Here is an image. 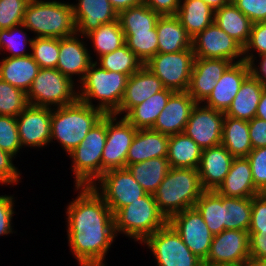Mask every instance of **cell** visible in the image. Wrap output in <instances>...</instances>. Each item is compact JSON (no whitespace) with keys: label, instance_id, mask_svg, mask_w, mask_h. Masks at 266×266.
I'll list each match as a JSON object with an SVG mask.
<instances>
[{"label":"cell","instance_id":"22","mask_svg":"<svg viewBox=\"0 0 266 266\" xmlns=\"http://www.w3.org/2000/svg\"><path fill=\"white\" fill-rule=\"evenodd\" d=\"M164 89L162 81L143 65L128 78L120 108L114 114L124 117L134 106Z\"/></svg>","mask_w":266,"mask_h":266},{"label":"cell","instance_id":"27","mask_svg":"<svg viewBox=\"0 0 266 266\" xmlns=\"http://www.w3.org/2000/svg\"><path fill=\"white\" fill-rule=\"evenodd\" d=\"M156 31L159 53H175L192 47V38L176 15L160 16Z\"/></svg>","mask_w":266,"mask_h":266},{"label":"cell","instance_id":"41","mask_svg":"<svg viewBox=\"0 0 266 266\" xmlns=\"http://www.w3.org/2000/svg\"><path fill=\"white\" fill-rule=\"evenodd\" d=\"M125 44L144 65L158 53L156 26L142 32H124Z\"/></svg>","mask_w":266,"mask_h":266},{"label":"cell","instance_id":"21","mask_svg":"<svg viewBox=\"0 0 266 266\" xmlns=\"http://www.w3.org/2000/svg\"><path fill=\"white\" fill-rule=\"evenodd\" d=\"M249 75L250 68L247 62L232 63L217 81L211 94L204 101V106L225 113Z\"/></svg>","mask_w":266,"mask_h":266},{"label":"cell","instance_id":"3","mask_svg":"<svg viewBox=\"0 0 266 266\" xmlns=\"http://www.w3.org/2000/svg\"><path fill=\"white\" fill-rule=\"evenodd\" d=\"M204 191L198 169L170 168L153 196L159 210L169 219L178 212L194 207Z\"/></svg>","mask_w":266,"mask_h":266},{"label":"cell","instance_id":"45","mask_svg":"<svg viewBox=\"0 0 266 266\" xmlns=\"http://www.w3.org/2000/svg\"><path fill=\"white\" fill-rule=\"evenodd\" d=\"M0 148L14 157L22 149L16 117L0 115Z\"/></svg>","mask_w":266,"mask_h":266},{"label":"cell","instance_id":"37","mask_svg":"<svg viewBox=\"0 0 266 266\" xmlns=\"http://www.w3.org/2000/svg\"><path fill=\"white\" fill-rule=\"evenodd\" d=\"M86 38L92 40L97 57L111 53L125 44V35L118 20L102 24L88 33Z\"/></svg>","mask_w":266,"mask_h":266},{"label":"cell","instance_id":"23","mask_svg":"<svg viewBox=\"0 0 266 266\" xmlns=\"http://www.w3.org/2000/svg\"><path fill=\"white\" fill-rule=\"evenodd\" d=\"M73 17L76 33L86 36L102 24L118 20V13L109 0H78L73 4Z\"/></svg>","mask_w":266,"mask_h":266},{"label":"cell","instance_id":"40","mask_svg":"<svg viewBox=\"0 0 266 266\" xmlns=\"http://www.w3.org/2000/svg\"><path fill=\"white\" fill-rule=\"evenodd\" d=\"M95 61L97 65L107 71L119 72L130 77L136 73L142 66V62L136 57L135 53L130 50L126 44L117 50L102 55ZM99 61V63H98Z\"/></svg>","mask_w":266,"mask_h":266},{"label":"cell","instance_id":"60","mask_svg":"<svg viewBox=\"0 0 266 266\" xmlns=\"http://www.w3.org/2000/svg\"><path fill=\"white\" fill-rule=\"evenodd\" d=\"M242 266H266V260L249 257Z\"/></svg>","mask_w":266,"mask_h":266},{"label":"cell","instance_id":"24","mask_svg":"<svg viewBox=\"0 0 266 266\" xmlns=\"http://www.w3.org/2000/svg\"><path fill=\"white\" fill-rule=\"evenodd\" d=\"M234 157L223 145L202 150L198 167L204 190H216L229 172Z\"/></svg>","mask_w":266,"mask_h":266},{"label":"cell","instance_id":"55","mask_svg":"<svg viewBox=\"0 0 266 266\" xmlns=\"http://www.w3.org/2000/svg\"><path fill=\"white\" fill-rule=\"evenodd\" d=\"M143 3L160 16L176 15L180 7V0H143Z\"/></svg>","mask_w":266,"mask_h":266},{"label":"cell","instance_id":"32","mask_svg":"<svg viewBox=\"0 0 266 266\" xmlns=\"http://www.w3.org/2000/svg\"><path fill=\"white\" fill-rule=\"evenodd\" d=\"M173 92V90L167 88L161 90L147 98L141 104L134 106L124 118L137 130L152 129L158 115L166 106V103Z\"/></svg>","mask_w":266,"mask_h":266},{"label":"cell","instance_id":"16","mask_svg":"<svg viewBox=\"0 0 266 266\" xmlns=\"http://www.w3.org/2000/svg\"><path fill=\"white\" fill-rule=\"evenodd\" d=\"M202 105L196 103L191 110L184 133L204 150L221 145L225 114Z\"/></svg>","mask_w":266,"mask_h":266},{"label":"cell","instance_id":"36","mask_svg":"<svg viewBox=\"0 0 266 266\" xmlns=\"http://www.w3.org/2000/svg\"><path fill=\"white\" fill-rule=\"evenodd\" d=\"M252 198L223 196V227L225 230L248 231L251 223Z\"/></svg>","mask_w":266,"mask_h":266},{"label":"cell","instance_id":"34","mask_svg":"<svg viewBox=\"0 0 266 266\" xmlns=\"http://www.w3.org/2000/svg\"><path fill=\"white\" fill-rule=\"evenodd\" d=\"M221 145L234 158L247 157L253 149L249 137L248 121L225 115Z\"/></svg>","mask_w":266,"mask_h":266},{"label":"cell","instance_id":"52","mask_svg":"<svg viewBox=\"0 0 266 266\" xmlns=\"http://www.w3.org/2000/svg\"><path fill=\"white\" fill-rule=\"evenodd\" d=\"M266 228V201L259 195L252 197L251 223L248 232Z\"/></svg>","mask_w":266,"mask_h":266},{"label":"cell","instance_id":"38","mask_svg":"<svg viewBox=\"0 0 266 266\" xmlns=\"http://www.w3.org/2000/svg\"><path fill=\"white\" fill-rule=\"evenodd\" d=\"M201 214L213 235L224 231L223 227V196L215 190H205L194 206Z\"/></svg>","mask_w":266,"mask_h":266},{"label":"cell","instance_id":"17","mask_svg":"<svg viewBox=\"0 0 266 266\" xmlns=\"http://www.w3.org/2000/svg\"><path fill=\"white\" fill-rule=\"evenodd\" d=\"M52 108L29 104L17 117L21 147L43 148L51 142Z\"/></svg>","mask_w":266,"mask_h":266},{"label":"cell","instance_id":"5","mask_svg":"<svg viewBox=\"0 0 266 266\" xmlns=\"http://www.w3.org/2000/svg\"><path fill=\"white\" fill-rule=\"evenodd\" d=\"M64 2V3H63ZM30 0L23 25L35 37L63 38L76 33L73 7L69 2Z\"/></svg>","mask_w":266,"mask_h":266},{"label":"cell","instance_id":"29","mask_svg":"<svg viewBox=\"0 0 266 266\" xmlns=\"http://www.w3.org/2000/svg\"><path fill=\"white\" fill-rule=\"evenodd\" d=\"M265 88L250 74L244 80L231 105L224 114L229 117L250 121L256 115L257 106Z\"/></svg>","mask_w":266,"mask_h":266},{"label":"cell","instance_id":"31","mask_svg":"<svg viewBox=\"0 0 266 266\" xmlns=\"http://www.w3.org/2000/svg\"><path fill=\"white\" fill-rule=\"evenodd\" d=\"M214 22L243 47L247 44L253 23L232 1L215 10Z\"/></svg>","mask_w":266,"mask_h":266},{"label":"cell","instance_id":"18","mask_svg":"<svg viewBox=\"0 0 266 266\" xmlns=\"http://www.w3.org/2000/svg\"><path fill=\"white\" fill-rule=\"evenodd\" d=\"M82 37L75 33L68 37L59 38V56L56 66V69L71 80L74 75H78V83L83 80L88 68L94 62L87 45L83 42L86 36Z\"/></svg>","mask_w":266,"mask_h":266},{"label":"cell","instance_id":"44","mask_svg":"<svg viewBox=\"0 0 266 266\" xmlns=\"http://www.w3.org/2000/svg\"><path fill=\"white\" fill-rule=\"evenodd\" d=\"M31 56L40 68H56L59 56V38L33 37Z\"/></svg>","mask_w":266,"mask_h":266},{"label":"cell","instance_id":"15","mask_svg":"<svg viewBox=\"0 0 266 266\" xmlns=\"http://www.w3.org/2000/svg\"><path fill=\"white\" fill-rule=\"evenodd\" d=\"M250 257L249 233L224 230L214 235L204 266H242Z\"/></svg>","mask_w":266,"mask_h":266},{"label":"cell","instance_id":"43","mask_svg":"<svg viewBox=\"0 0 266 266\" xmlns=\"http://www.w3.org/2000/svg\"><path fill=\"white\" fill-rule=\"evenodd\" d=\"M28 105L25 91L0 79V115L17 117Z\"/></svg>","mask_w":266,"mask_h":266},{"label":"cell","instance_id":"59","mask_svg":"<svg viewBox=\"0 0 266 266\" xmlns=\"http://www.w3.org/2000/svg\"><path fill=\"white\" fill-rule=\"evenodd\" d=\"M204 3L209 5L213 10H217L227 5L231 0H202Z\"/></svg>","mask_w":266,"mask_h":266},{"label":"cell","instance_id":"14","mask_svg":"<svg viewBox=\"0 0 266 266\" xmlns=\"http://www.w3.org/2000/svg\"><path fill=\"white\" fill-rule=\"evenodd\" d=\"M192 48L196 58L226 59L232 63L244 61V47L215 22L192 38Z\"/></svg>","mask_w":266,"mask_h":266},{"label":"cell","instance_id":"56","mask_svg":"<svg viewBox=\"0 0 266 266\" xmlns=\"http://www.w3.org/2000/svg\"><path fill=\"white\" fill-rule=\"evenodd\" d=\"M259 57V65L256 66L254 62H248L250 74L257 79L264 87H266V53ZM261 58V59H260Z\"/></svg>","mask_w":266,"mask_h":266},{"label":"cell","instance_id":"35","mask_svg":"<svg viewBox=\"0 0 266 266\" xmlns=\"http://www.w3.org/2000/svg\"><path fill=\"white\" fill-rule=\"evenodd\" d=\"M126 168L147 193L154 194L167 175L170 165L167 158H152L130 164Z\"/></svg>","mask_w":266,"mask_h":266},{"label":"cell","instance_id":"1","mask_svg":"<svg viewBox=\"0 0 266 266\" xmlns=\"http://www.w3.org/2000/svg\"><path fill=\"white\" fill-rule=\"evenodd\" d=\"M76 189L65 212L70 251L80 266H106L105 256L117 237L113 213L92 186Z\"/></svg>","mask_w":266,"mask_h":266},{"label":"cell","instance_id":"51","mask_svg":"<svg viewBox=\"0 0 266 266\" xmlns=\"http://www.w3.org/2000/svg\"><path fill=\"white\" fill-rule=\"evenodd\" d=\"M13 196L1 195L0 196V236L8 235L13 233L12 231V219L14 211V200Z\"/></svg>","mask_w":266,"mask_h":266},{"label":"cell","instance_id":"20","mask_svg":"<svg viewBox=\"0 0 266 266\" xmlns=\"http://www.w3.org/2000/svg\"><path fill=\"white\" fill-rule=\"evenodd\" d=\"M195 105L196 102L187 91H174L152 130L168 136L183 133Z\"/></svg>","mask_w":266,"mask_h":266},{"label":"cell","instance_id":"46","mask_svg":"<svg viewBox=\"0 0 266 266\" xmlns=\"http://www.w3.org/2000/svg\"><path fill=\"white\" fill-rule=\"evenodd\" d=\"M30 0H0V29H10L23 23Z\"/></svg>","mask_w":266,"mask_h":266},{"label":"cell","instance_id":"9","mask_svg":"<svg viewBox=\"0 0 266 266\" xmlns=\"http://www.w3.org/2000/svg\"><path fill=\"white\" fill-rule=\"evenodd\" d=\"M143 243L155 256L157 266H204L203 261L191 252L169 223Z\"/></svg>","mask_w":266,"mask_h":266},{"label":"cell","instance_id":"7","mask_svg":"<svg viewBox=\"0 0 266 266\" xmlns=\"http://www.w3.org/2000/svg\"><path fill=\"white\" fill-rule=\"evenodd\" d=\"M106 114L69 154L74 186H92L102 176V153L106 144Z\"/></svg>","mask_w":266,"mask_h":266},{"label":"cell","instance_id":"49","mask_svg":"<svg viewBox=\"0 0 266 266\" xmlns=\"http://www.w3.org/2000/svg\"><path fill=\"white\" fill-rule=\"evenodd\" d=\"M252 23L266 22V0H231Z\"/></svg>","mask_w":266,"mask_h":266},{"label":"cell","instance_id":"26","mask_svg":"<svg viewBox=\"0 0 266 266\" xmlns=\"http://www.w3.org/2000/svg\"><path fill=\"white\" fill-rule=\"evenodd\" d=\"M169 136L152 129L137 130L126 157V167L152 158H167Z\"/></svg>","mask_w":266,"mask_h":266},{"label":"cell","instance_id":"12","mask_svg":"<svg viewBox=\"0 0 266 266\" xmlns=\"http://www.w3.org/2000/svg\"><path fill=\"white\" fill-rule=\"evenodd\" d=\"M106 114V144L102 153V175L112 169L126 168L128 150L137 129L124 117Z\"/></svg>","mask_w":266,"mask_h":266},{"label":"cell","instance_id":"25","mask_svg":"<svg viewBox=\"0 0 266 266\" xmlns=\"http://www.w3.org/2000/svg\"><path fill=\"white\" fill-rule=\"evenodd\" d=\"M215 191L222 196L232 198H252L259 194L246 157L233 159L228 174Z\"/></svg>","mask_w":266,"mask_h":266},{"label":"cell","instance_id":"42","mask_svg":"<svg viewBox=\"0 0 266 266\" xmlns=\"http://www.w3.org/2000/svg\"><path fill=\"white\" fill-rule=\"evenodd\" d=\"M23 29L27 30L23 24L13 26L10 29H0V51H8L9 56L7 55V57L31 55L27 52L26 45L31 46L33 38L27 37V33Z\"/></svg>","mask_w":266,"mask_h":266},{"label":"cell","instance_id":"33","mask_svg":"<svg viewBox=\"0 0 266 266\" xmlns=\"http://www.w3.org/2000/svg\"><path fill=\"white\" fill-rule=\"evenodd\" d=\"M214 12L202 0H180L176 16L191 38L214 22Z\"/></svg>","mask_w":266,"mask_h":266},{"label":"cell","instance_id":"39","mask_svg":"<svg viewBox=\"0 0 266 266\" xmlns=\"http://www.w3.org/2000/svg\"><path fill=\"white\" fill-rule=\"evenodd\" d=\"M160 15L146 4L130 7L118 13V21L123 32H142L152 30Z\"/></svg>","mask_w":266,"mask_h":266},{"label":"cell","instance_id":"48","mask_svg":"<svg viewBox=\"0 0 266 266\" xmlns=\"http://www.w3.org/2000/svg\"><path fill=\"white\" fill-rule=\"evenodd\" d=\"M246 158L251 166L254 185L260 191L266 186V147L252 149Z\"/></svg>","mask_w":266,"mask_h":266},{"label":"cell","instance_id":"47","mask_svg":"<svg viewBox=\"0 0 266 266\" xmlns=\"http://www.w3.org/2000/svg\"><path fill=\"white\" fill-rule=\"evenodd\" d=\"M256 50V51H255ZM252 51V53H250ZM254 52L255 55L253 54ZM266 53V22L253 23L251 27L250 37L244 46V61L255 62L257 56ZM255 56V57H254Z\"/></svg>","mask_w":266,"mask_h":266},{"label":"cell","instance_id":"19","mask_svg":"<svg viewBox=\"0 0 266 266\" xmlns=\"http://www.w3.org/2000/svg\"><path fill=\"white\" fill-rule=\"evenodd\" d=\"M231 64L226 59L195 57L187 92L196 103L203 104Z\"/></svg>","mask_w":266,"mask_h":266},{"label":"cell","instance_id":"28","mask_svg":"<svg viewBox=\"0 0 266 266\" xmlns=\"http://www.w3.org/2000/svg\"><path fill=\"white\" fill-rule=\"evenodd\" d=\"M0 61V79L26 93L41 69L31 55L24 57H3Z\"/></svg>","mask_w":266,"mask_h":266},{"label":"cell","instance_id":"53","mask_svg":"<svg viewBox=\"0 0 266 266\" xmlns=\"http://www.w3.org/2000/svg\"><path fill=\"white\" fill-rule=\"evenodd\" d=\"M248 125L252 148L266 147V121L254 117L248 121Z\"/></svg>","mask_w":266,"mask_h":266},{"label":"cell","instance_id":"58","mask_svg":"<svg viewBox=\"0 0 266 266\" xmlns=\"http://www.w3.org/2000/svg\"><path fill=\"white\" fill-rule=\"evenodd\" d=\"M255 117L266 121V88L262 92Z\"/></svg>","mask_w":266,"mask_h":266},{"label":"cell","instance_id":"4","mask_svg":"<svg viewBox=\"0 0 266 266\" xmlns=\"http://www.w3.org/2000/svg\"><path fill=\"white\" fill-rule=\"evenodd\" d=\"M128 78L126 74L107 71L94 61L78 86V100L104 114H114L120 108ZM93 100L99 101L97 106Z\"/></svg>","mask_w":266,"mask_h":266},{"label":"cell","instance_id":"6","mask_svg":"<svg viewBox=\"0 0 266 266\" xmlns=\"http://www.w3.org/2000/svg\"><path fill=\"white\" fill-rule=\"evenodd\" d=\"M113 217L116 236L121 232L139 243L168 223L151 193L117 210Z\"/></svg>","mask_w":266,"mask_h":266},{"label":"cell","instance_id":"54","mask_svg":"<svg viewBox=\"0 0 266 266\" xmlns=\"http://www.w3.org/2000/svg\"><path fill=\"white\" fill-rule=\"evenodd\" d=\"M248 233L250 257L266 260V228H260V232Z\"/></svg>","mask_w":266,"mask_h":266},{"label":"cell","instance_id":"10","mask_svg":"<svg viewBox=\"0 0 266 266\" xmlns=\"http://www.w3.org/2000/svg\"><path fill=\"white\" fill-rule=\"evenodd\" d=\"M96 182L99 184L94 183L92 188L113 214L147 193L127 168L108 170Z\"/></svg>","mask_w":266,"mask_h":266},{"label":"cell","instance_id":"50","mask_svg":"<svg viewBox=\"0 0 266 266\" xmlns=\"http://www.w3.org/2000/svg\"><path fill=\"white\" fill-rule=\"evenodd\" d=\"M16 159L10 153L3 151L0 148V183L3 185L18 184L21 173L13 164V159Z\"/></svg>","mask_w":266,"mask_h":266},{"label":"cell","instance_id":"13","mask_svg":"<svg viewBox=\"0 0 266 266\" xmlns=\"http://www.w3.org/2000/svg\"><path fill=\"white\" fill-rule=\"evenodd\" d=\"M168 223L180 235L185 245L203 262L210 252L213 234L195 207L172 215Z\"/></svg>","mask_w":266,"mask_h":266},{"label":"cell","instance_id":"57","mask_svg":"<svg viewBox=\"0 0 266 266\" xmlns=\"http://www.w3.org/2000/svg\"><path fill=\"white\" fill-rule=\"evenodd\" d=\"M109 2L117 13L122 10L129 9L130 7L143 4V0H109Z\"/></svg>","mask_w":266,"mask_h":266},{"label":"cell","instance_id":"61","mask_svg":"<svg viewBox=\"0 0 266 266\" xmlns=\"http://www.w3.org/2000/svg\"><path fill=\"white\" fill-rule=\"evenodd\" d=\"M258 195L266 201V186L259 191Z\"/></svg>","mask_w":266,"mask_h":266},{"label":"cell","instance_id":"8","mask_svg":"<svg viewBox=\"0 0 266 266\" xmlns=\"http://www.w3.org/2000/svg\"><path fill=\"white\" fill-rule=\"evenodd\" d=\"M75 84L56 68H41L27 92L28 103L49 108L70 105L78 100Z\"/></svg>","mask_w":266,"mask_h":266},{"label":"cell","instance_id":"30","mask_svg":"<svg viewBox=\"0 0 266 266\" xmlns=\"http://www.w3.org/2000/svg\"><path fill=\"white\" fill-rule=\"evenodd\" d=\"M201 155L200 146L184 132L169 136L167 160L170 168L198 169Z\"/></svg>","mask_w":266,"mask_h":266},{"label":"cell","instance_id":"11","mask_svg":"<svg viewBox=\"0 0 266 266\" xmlns=\"http://www.w3.org/2000/svg\"><path fill=\"white\" fill-rule=\"evenodd\" d=\"M195 55L193 48L175 53H157L144 65L156 75L164 87L173 91H187Z\"/></svg>","mask_w":266,"mask_h":266},{"label":"cell","instance_id":"2","mask_svg":"<svg viewBox=\"0 0 266 266\" xmlns=\"http://www.w3.org/2000/svg\"><path fill=\"white\" fill-rule=\"evenodd\" d=\"M105 114L80 100L57 108H52L51 141L57 140L69 154L75 149L92 127Z\"/></svg>","mask_w":266,"mask_h":266}]
</instances>
